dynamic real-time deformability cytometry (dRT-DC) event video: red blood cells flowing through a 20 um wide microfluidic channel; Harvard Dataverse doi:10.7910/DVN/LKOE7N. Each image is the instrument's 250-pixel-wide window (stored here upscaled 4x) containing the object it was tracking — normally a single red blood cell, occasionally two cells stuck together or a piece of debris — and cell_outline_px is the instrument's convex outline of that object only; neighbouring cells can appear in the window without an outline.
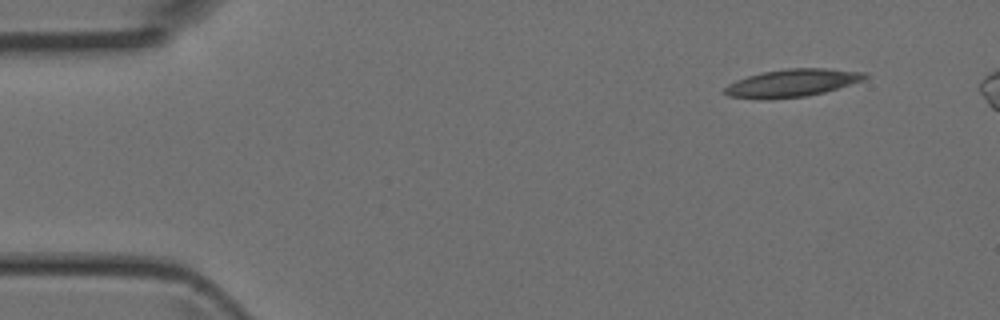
{"species": "Egyptian fruit bat (a non-hibernating species)", "species_latin": "Rousettus aegyptiacus", "temperature_condition": "room temperature", "stored_images_in_passage": 5, "camera_frame_rate_fps": 3000, "um_per_image_px": 0.085, "animal": {"sex": "female"}, "frame": {"image": 1, "passage_image": 1, "time_ms": 0.0, "image_size_px": [1000, 320], "cell_outline_px": [[868, 76], [864, 80], [824, 92], [804, 96], [772, 100], [728, 96], [724, 92], [724, 88], [728, 84], [736, 80], [760, 72], [788, 68], [828, 68], [868, 72]], "centroid_in_image_um": [67.34, 7.04], "position_along_channel_um": 17.7, "area_um2": 22.77}}
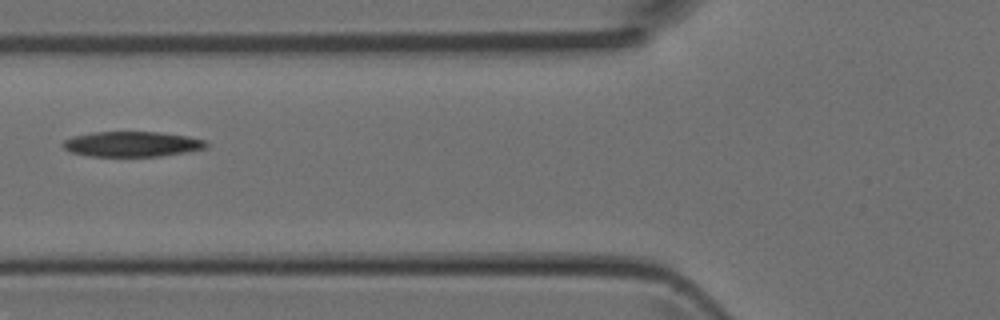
{"frame": {"image": 2, "passage_image": 5, "time_ms": 1.333, "image_size_px": [1000, 320], "cell_outline_px": [[208, 148], [188, 152], [160, 156], [88, 156], [72, 152], [64, 148], [60, 144], [64, 140], [72, 136], [92, 132], [156, 132], [188, 136], [204, 140], [208, 144]], "centroid_in_image_um": [11.22, 12.25], "position_along_channel_um": 114.6, "area_um2": 21.15}}